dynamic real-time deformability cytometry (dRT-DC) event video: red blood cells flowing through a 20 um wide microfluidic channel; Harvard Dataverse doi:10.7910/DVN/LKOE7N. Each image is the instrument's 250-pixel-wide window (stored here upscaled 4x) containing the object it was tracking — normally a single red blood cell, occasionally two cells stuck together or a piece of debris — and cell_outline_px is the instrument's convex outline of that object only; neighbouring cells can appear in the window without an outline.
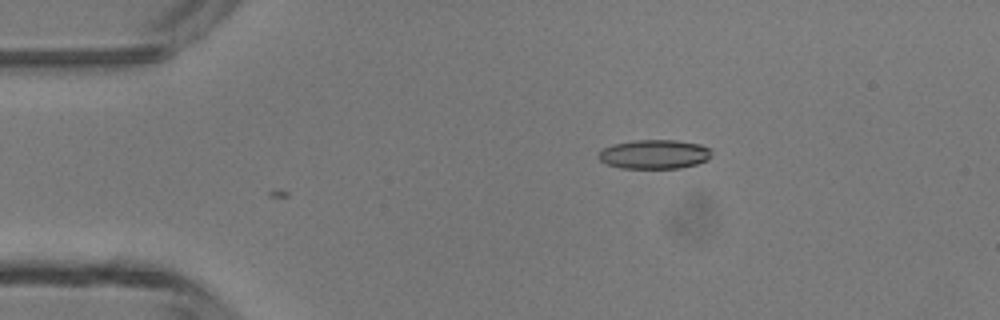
{"species": "common noctule bat (a hibernating species)", "species_latin": "Nyctalus noctula", "temperature_condition": "room temperature", "stored_images_in_passage": 2, "camera_frame_rate_fps": 3000, "um_per_image_px": 0.085, "animal": {"sex": "male", "body_mass_g": 13.3}, "frame": {"image": 1, "passage_image": 2, "time_ms": 0.333, "image_size_px": [1000, 320], "cell_outline_px": [[712, 156], [708, 160], [696, 164], [680, 168], [620, 168], [608, 164], [600, 160], [596, 156], [604, 148], [612, 144], [636, 140], [676, 140], [700, 144], [712, 148]], "centroid_in_image_um": [55.66, 13.11], "position_along_channel_um": 29.3, "area_um2": 19.36}}